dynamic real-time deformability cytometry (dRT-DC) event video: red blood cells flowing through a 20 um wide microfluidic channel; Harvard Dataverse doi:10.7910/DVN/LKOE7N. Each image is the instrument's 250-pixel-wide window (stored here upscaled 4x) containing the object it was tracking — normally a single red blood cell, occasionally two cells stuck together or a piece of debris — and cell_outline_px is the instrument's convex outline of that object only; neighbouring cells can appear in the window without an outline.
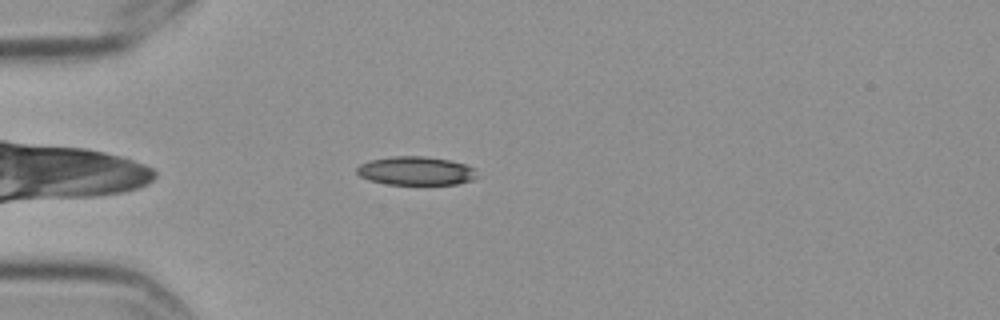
{"species": "Egyptian fruit bat (a non-hibernating species)", "species_latin": "Rousettus aegyptiacus", "temperature_condition": "cold", "stored_images_in_passage": 2, "camera_frame_rate_fps": 3000, "um_per_image_px": 0.085, "frame": {"image": 1, "passage_image": 2, "time_ms": 0.333, "image_size_px": [1000, 320], "cell_outline_px": [[480, 176], [472, 180], [456, 184], [388, 184], [368, 180], [360, 176], [356, 172], [356, 168], [360, 164], [372, 160], [392, 156], [424, 156], [448, 160], [464, 164], [476, 168]], "centroid_in_image_um": [35.38, 14.52], "position_along_channel_um": 49.6, "area_um2": 20.11}}